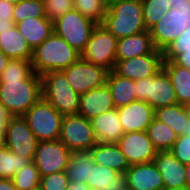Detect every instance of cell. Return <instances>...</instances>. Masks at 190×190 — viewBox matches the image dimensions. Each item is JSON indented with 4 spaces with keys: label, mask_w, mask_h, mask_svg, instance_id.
Wrapping results in <instances>:
<instances>
[{
    "label": "cell",
    "mask_w": 190,
    "mask_h": 190,
    "mask_svg": "<svg viewBox=\"0 0 190 190\" xmlns=\"http://www.w3.org/2000/svg\"><path fill=\"white\" fill-rule=\"evenodd\" d=\"M67 81L78 94L106 85L109 71L80 58L62 70Z\"/></svg>",
    "instance_id": "11"
},
{
    "label": "cell",
    "mask_w": 190,
    "mask_h": 190,
    "mask_svg": "<svg viewBox=\"0 0 190 190\" xmlns=\"http://www.w3.org/2000/svg\"><path fill=\"white\" fill-rule=\"evenodd\" d=\"M163 69L171 79L178 104L187 105L190 102V69L174 61H163Z\"/></svg>",
    "instance_id": "28"
},
{
    "label": "cell",
    "mask_w": 190,
    "mask_h": 190,
    "mask_svg": "<svg viewBox=\"0 0 190 190\" xmlns=\"http://www.w3.org/2000/svg\"><path fill=\"white\" fill-rule=\"evenodd\" d=\"M129 190H162L163 178L153 161L133 164L126 170Z\"/></svg>",
    "instance_id": "19"
},
{
    "label": "cell",
    "mask_w": 190,
    "mask_h": 190,
    "mask_svg": "<svg viewBox=\"0 0 190 190\" xmlns=\"http://www.w3.org/2000/svg\"><path fill=\"white\" fill-rule=\"evenodd\" d=\"M46 17L43 0H21L14 5V24L27 18Z\"/></svg>",
    "instance_id": "35"
},
{
    "label": "cell",
    "mask_w": 190,
    "mask_h": 190,
    "mask_svg": "<svg viewBox=\"0 0 190 190\" xmlns=\"http://www.w3.org/2000/svg\"><path fill=\"white\" fill-rule=\"evenodd\" d=\"M186 108H187L188 114L190 115V102L186 105Z\"/></svg>",
    "instance_id": "52"
},
{
    "label": "cell",
    "mask_w": 190,
    "mask_h": 190,
    "mask_svg": "<svg viewBox=\"0 0 190 190\" xmlns=\"http://www.w3.org/2000/svg\"><path fill=\"white\" fill-rule=\"evenodd\" d=\"M162 51L135 56L127 60H116L114 71L125 78L140 80L156 75L163 68Z\"/></svg>",
    "instance_id": "14"
},
{
    "label": "cell",
    "mask_w": 190,
    "mask_h": 190,
    "mask_svg": "<svg viewBox=\"0 0 190 190\" xmlns=\"http://www.w3.org/2000/svg\"><path fill=\"white\" fill-rule=\"evenodd\" d=\"M87 187L90 190H129L126 173L94 163Z\"/></svg>",
    "instance_id": "24"
},
{
    "label": "cell",
    "mask_w": 190,
    "mask_h": 190,
    "mask_svg": "<svg viewBox=\"0 0 190 190\" xmlns=\"http://www.w3.org/2000/svg\"><path fill=\"white\" fill-rule=\"evenodd\" d=\"M15 26L32 50L54 32L53 22L47 17H29L16 23Z\"/></svg>",
    "instance_id": "25"
},
{
    "label": "cell",
    "mask_w": 190,
    "mask_h": 190,
    "mask_svg": "<svg viewBox=\"0 0 190 190\" xmlns=\"http://www.w3.org/2000/svg\"><path fill=\"white\" fill-rule=\"evenodd\" d=\"M176 64L190 69V49H181V54L174 60Z\"/></svg>",
    "instance_id": "41"
},
{
    "label": "cell",
    "mask_w": 190,
    "mask_h": 190,
    "mask_svg": "<svg viewBox=\"0 0 190 190\" xmlns=\"http://www.w3.org/2000/svg\"><path fill=\"white\" fill-rule=\"evenodd\" d=\"M106 85L117 109L137 100L134 92L135 80L122 77L112 70L108 73Z\"/></svg>",
    "instance_id": "27"
},
{
    "label": "cell",
    "mask_w": 190,
    "mask_h": 190,
    "mask_svg": "<svg viewBox=\"0 0 190 190\" xmlns=\"http://www.w3.org/2000/svg\"><path fill=\"white\" fill-rule=\"evenodd\" d=\"M68 190H90L87 185L81 184L79 182L70 183Z\"/></svg>",
    "instance_id": "46"
},
{
    "label": "cell",
    "mask_w": 190,
    "mask_h": 190,
    "mask_svg": "<svg viewBox=\"0 0 190 190\" xmlns=\"http://www.w3.org/2000/svg\"><path fill=\"white\" fill-rule=\"evenodd\" d=\"M42 98L63 116L76 115L80 94L75 92L63 71H50L41 76Z\"/></svg>",
    "instance_id": "5"
},
{
    "label": "cell",
    "mask_w": 190,
    "mask_h": 190,
    "mask_svg": "<svg viewBox=\"0 0 190 190\" xmlns=\"http://www.w3.org/2000/svg\"><path fill=\"white\" fill-rule=\"evenodd\" d=\"M102 25L117 39L146 31L141 0L113 4L107 10Z\"/></svg>",
    "instance_id": "3"
},
{
    "label": "cell",
    "mask_w": 190,
    "mask_h": 190,
    "mask_svg": "<svg viewBox=\"0 0 190 190\" xmlns=\"http://www.w3.org/2000/svg\"><path fill=\"white\" fill-rule=\"evenodd\" d=\"M143 19L147 30L155 25L171 9L167 0H141Z\"/></svg>",
    "instance_id": "34"
},
{
    "label": "cell",
    "mask_w": 190,
    "mask_h": 190,
    "mask_svg": "<svg viewBox=\"0 0 190 190\" xmlns=\"http://www.w3.org/2000/svg\"><path fill=\"white\" fill-rule=\"evenodd\" d=\"M14 5L6 0H0V22L13 21Z\"/></svg>",
    "instance_id": "40"
},
{
    "label": "cell",
    "mask_w": 190,
    "mask_h": 190,
    "mask_svg": "<svg viewBox=\"0 0 190 190\" xmlns=\"http://www.w3.org/2000/svg\"><path fill=\"white\" fill-rule=\"evenodd\" d=\"M70 151L60 140L38 141L33 162L37 166L40 176L66 171L69 164Z\"/></svg>",
    "instance_id": "12"
},
{
    "label": "cell",
    "mask_w": 190,
    "mask_h": 190,
    "mask_svg": "<svg viewBox=\"0 0 190 190\" xmlns=\"http://www.w3.org/2000/svg\"><path fill=\"white\" fill-rule=\"evenodd\" d=\"M96 25L93 20L73 9L53 22V30L71 47L82 53Z\"/></svg>",
    "instance_id": "9"
},
{
    "label": "cell",
    "mask_w": 190,
    "mask_h": 190,
    "mask_svg": "<svg viewBox=\"0 0 190 190\" xmlns=\"http://www.w3.org/2000/svg\"><path fill=\"white\" fill-rule=\"evenodd\" d=\"M113 108L115 105L107 85L80 94L78 114L89 121Z\"/></svg>",
    "instance_id": "20"
},
{
    "label": "cell",
    "mask_w": 190,
    "mask_h": 190,
    "mask_svg": "<svg viewBox=\"0 0 190 190\" xmlns=\"http://www.w3.org/2000/svg\"><path fill=\"white\" fill-rule=\"evenodd\" d=\"M154 116L159 121L169 125L178 136L183 135V130L186 128L190 117L186 105L182 104L158 108L155 110Z\"/></svg>",
    "instance_id": "29"
},
{
    "label": "cell",
    "mask_w": 190,
    "mask_h": 190,
    "mask_svg": "<svg viewBox=\"0 0 190 190\" xmlns=\"http://www.w3.org/2000/svg\"><path fill=\"white\" fill-rule=\"evenodd\" d=\"M81 58V53L53 32L33 50V71L42 76L50 71H62Z\"/></svg>",
    "instance_id": "2"
},
{
    "label": "cell",
    "mask_w": 190,
    "mask_h": 190,
    "mask_svg": "<svg viewBox=\"0 0 190 190\" xmlns=\"http://www.w3.org/2000/svg\"><path fill=\"white\" fill-rule=\"evenodd\" d=\"M170 152L182 164H188L190 162V136L179 135Z\"/></svg>",
    "instance_id": "39"
},
{
    "label": "cell",
    "mask_w": 190,
    "mask_h": 190,
    "mask_svg": "<svg viewBox=\"0 0 190 190\" xmlns=\"http://www.w3.org/2000/svg\"><path fill=\"white\" fill-rule=\"evenodd\" d=\"M123 132L147 131L155 110L144 101L136 100L117 109Z\"/></svg>",
    "instance_id": "16"
},
{
    "label": "cell",
    "mask_w": 190,
    "mask_h": 190,
    "mask_svg": "<svg viewBox=\"0 0 190 190\" xmlns=\"http://www.w3.org/2000/svg\"><path fill=\"white\" fill-rule=\"evenodd\" d=\"M38 140L23 116H12L6 125V147L22 158L33 160Z\"/></svg>",
    "instance_id": "13"
},
{
    "label": "cell",
    "mask_w": 190,
    "mask_h": 190,
    "mask_svg": "<svg viewBox=\"0 0 190 190\" xmlns=\"http://www.w3.org/2000/svg\"><path fill=\"white\" fill-rule=\"evenodd\" d=\"M92 159L97 165L125 173L130 166L117 143L97 142L92 148Z\"/></svg>",
    "instance_id": "22"
},
{
    "label": "cell",
    "mask_w": 190,
    "mask_h": 190,
    "mask_svg": "<svg viewBox=\"0 0 190 190\" xmlns=\"http://www.w3.org/2000/svg\"><path fill=\"white\" fill-rule=\"evenodd\" d=\"M104 1H105L106 6L109 8L113 4L121 3L128 0H104Z\"/></svg>",
    "instance_id": "48"
},
{
    "label": "cell",
    "mask_w": 190,
    "mask_h": 190,
    "mask_svg": "<svg viewBox=\"0 0 190 190\" xmlns=\"http://www.w3.org/2000/svg\"><path fill=\"white\" fill-rule=\"evenodd\" d=\"M40 180L39 170L33 161L16 172L12 178L17 190H32L40 185Z\"/></svg>",
    "instance_id": "33"
},
{
    "label": "cell",
    "mask_w": 190,
    "mask_h": 190,
    "mask_svg": "<svg viewBox=\"0 0 190 190\" xmlns=\"http://www.w3.org/2000/svg\"><path fill=\"white\" fill-rule=\"evenodd\" d=\"M183 135H188V136H190V117H189V119H188V123H187L186 128L183 130Z\"/></svg>",
    "instance_id": "49"
},
{
    "label": "cell",
    "mask_w": 190,
    "mask_h": 190,
    "mask_svg": "<svg viewBox=\"0 0 190 190\" xmlns=\"http://www.w3.org/2000/svg\"><path fill=\"white\" fill-rule=\"evenodd\" d=\"M162 190H181V189L163 188Z\"/></svg>",
    "instance_id": "53"
},
{
    "label": "cell",
    "mask_w": 190,
    "mask_h": 190,
    "mask_svg": "<svg viewBox=\"0 0 190 190\" xmlns=\"http://www.w3.org/2000/svg\"><path fill=\"white\" fill-rule=\"evenodd\" d=\"M136 99L147 102L154 110L178 104L171 79L162 68L156 75L135 80Z\"/></svg>",
    "instance_id": "7"
},
{
    "label": "cell",
    "mask_w": 190,
    "mask_h": 190,
    "mask_svg": "<svg viewBox=\"0 0 190 190\" xmlns=\"http://www.w3.org/2000/svg\"><path fill=\"white\" fill-rule=\"evenodd\" d=\"M117 144L129 165L153 161L157 153L146 131L126 132Z\"/></svg>",
    "instance_id": "15"
},
{
    "label": "cell",
    "mask_w": 190,
    "mask_h": 190,
    "mask_svg": "<svg viewBox=\"0 0 190 190\" xmlns=\"http://www.w3.org/2000/svg\"><path fill=\"white\" fill-rule=\"evenodd\" d=\"M90 121L98 142L117 143L124 134L117 108L101 113Z\"/></svg>",
    "instance_id": "23"
},
{
    "label": "cell",
    "mask_w": 190,
    "mask_h": 190,
    "mask_svg": "<svg viewBox=\"0 0 190 190\" xmlns=\"http://www.w3.org/2000/svg\"><path fill=\"white\" fill-rule=\"evenodd\" d=\"M74 0H43L45 16L54 22L74 9Z\"/></svg>",
    "instance_id": "37"
},
{
    "label": "cell",
    "mask_w": 190,
    "mask_h": 190,
    "mask_svg": "<svg viewBox=\"0 0 190 190\" xmlns=\"http://www.w3.org/2000/svg\"><path fill=\"white\" fill-rule=\"evenodd\" d=\"M74 9L83 16L102 24L108 7L104 0H74Z\"/></svg>",
    "instance_id": "32"
},
{
    "label": "cell",
    "mask_w": 190,
    "mask_h": 190,
    "mask_svg": "<svg viewBox=\"0 0 190 190\" xmlns=\"http://www.w3.org/2000/svg\"><path fill=\"white\" fill-rule=\"evenodd\" d=\"M41 97V76L31 61L11 59L0 75V102L10 115L23 116Z\"/></svg>",
    "instance_id": "1"
},
{
    "label": "cell",
    "mask_w": 190,
    "mask_h": 190,
    "mask_svg": "<svg viewBox=\"0 0 190 190\" xmlns=\"http://www.w3.org/2000/svg\"><path fill=\"white\" fill-rule=\"evenodd\" d=\"M146 132L157 151H170L178 137L169 125L155 116Z\"/></svg>",
    "instance_id": "30"
},
{
    "label": "cell",
    "mask_w": 190,
    "mask_h": 190,
    "mask_svg": "<svg viewBox=\"0 0 190 190\" xmlns=\"http://www.w3.org/2000/svg\"><path fill=\"white\" fill-rule=\"evenodd\" d=\"M117 42L118 39L104 25L97 24L81 53V58L110 72L116 65Z\"/></svg>",
    "instance_id": "8"
},
{
    "label": "cell",
    "mask_w": 190,
    "mask_h": 190,
    "mask_svg": "<svg viewBox=\"0 0 190 190\" xmlns=\"http://www.w3.org/2000/svg\"><path fill=\"white\" fill-rule=\"evenodd\" d=\"M0 190H17L12 179L0 178Z\"/></svg>",
    "instance_id": "43"
},
{
    "label": "cell",
    "mask_w": 190,
    "mask_h": 190,
    "mask_svg": "<svg viewBox=\"0 0 190 190\" xmlns=\"http://www.w3.org/2000/svg\"><path fill=\"white\" fill-rule=\"evenodd\" d=\"M168 3H170V5L174 2V1H178V0H167Z\"/></svg>",
    "instance_id": "54"
},
{
    "label": "cell",
    "mask_w": 190,
    "mask_h": 190,
    "mask_svg": "<svg viewBox=\"0 0 190 190\" xmlns=\"http://www.w3.org/2000/svg\"><path fill=\"white\" fill-rule=\"evenodd\" d=\"M11 117L5 106L0 102V126H6Z\"/></svg>",
    "instance_id": "42"
},
{
    "label": "cell",
    "mask_w": 190,
    "mask_h": 190,
    "mask_svg": "<svg viewBox=\"0 0 190 190\" xmlns=\"http://www.w3.org/2000/svg\"><path fill=\"white\" fill-rule=\"evenodd\" d=\"M181 49H190V26L162 52L164 61H173L181 54Z\"/></svg>",
    "instance_id": "36"
},
{
    "label": "cell",
    "mask_w": 190,
    "mask_h": 190,
    "mask_svg": "<svg viewBox=\"0 0 190 190\" xmlns=\"http://www.w3.org/2000/svg\"><path fill=\"white\" fill-rule=\"evenodd\" d=\"M186 167V190H190V162L185 165Z\"/></svg>",
    "instance_id": "47"
},
{
    "label": "cell",
    "mask_w": 190,
    "mask_h": 190,
    "mask_svg": "<svg viewBox=\"0 0 190 190\" xmlns=\"http://www.w3.org/2000/svg\"><path fill=\"white\" fill-rule=\"evenodd\" d=\"M40 186L43 190H68L70 182L67 178L66 171H61L42 176Z\"/></svg>",
    "instance_id": "38"
},
{
    "label": "cell",
    "mask_w": 190,
    "mask_h": 190,
    "mask_svg": "<svg viewBox=\"0 0 190 190\" xmlns=\"http://www.w3.org/2000/svg\"><path fill=\"white\" fill-rule=\"evenodd\" d=\"M11 59L7 57L4 52L0 49V75L4 71V69L7 67V64L9 63Z\"/></svg>",
    "instance_id": "44"
},
{
    "label": "cell",
    "mask_w": 190,
    "mask_h": 190,
    "mask_svg": "<svg viewBox=\"0 0 190 190\" xmlns=\"http://www.w3.org/2000/svg\"><path fill=\"white\" fill-rule=\"evenodd\" d=\"M12 4H16V3H19L21 0H6Z\"/></svg>",
    "instance_id": "50"
},
{
    "label": "cell",
    "mask_w": 190,
    "mask_h": 190,
    "mask_svg": "<svg viewBox=\"0 0 190 190\" xmlns=\"http://www.w3.org/2000/svg\"><path fill=\"white\" fill-rule=\"evenodd\" d=\"M187 26H190V0L174 1L171 9L149 29L154 47L163 52Z\"/></svg>",
    "instance_id": "4"
},
{
    "label": "cell",
    "mask_w": 190,
    "mask_h": 190,
    "mask_svg": "<svg viewBox=\"0 0 190 190\" xmlns=\"http://www.w3.org/2000/svg\"><path fill=\"white\" fill-rule=\"evenodd\" d=\"M161 173L164 188L186 190V167L170 151H157L153 160Z\"/></svg>",
    "instance_id": "17"
},
{
    "label": "cell",
    "mask_w": 190,
    "mask_h": 190,
    "mask_svg": "<svg viewBox=\"0 0 190 190\" xmlns=\"http://www.w3.org/2000/svg\"><path fill=\"white\" fill-rule=\"evenodd\" d=\"M154 47L149 30L118 39L116 60H127L135 56L152 53Z\"/></svg>",
    "instance_id": "21"
},
{
    "label": "cell",
    "mask_w": 190,
    "mask_h": 190,
    "mask_svg": "<svg viewBox=\"0 0 190 190\" xmlns=\"http://www.w3.org/2000/svg\"><path fill=\"white\" fill-rule=\"evenodd\" d=\"M32 160L22 158L8 147L0 149V178L12 179L14 174L29 164Z\"/></svg>",
    "instance_id": "31"
},
{
    "label": "cell",
    "mask_w": 190,
    "mask_h": 190,
    "mask_svg": "<svg viewBox=\"0 0 190 190\" xmlns=\"http://www.w3.org/2000/svg\"><path fill=\"white\" fill-rule=\"evenodd\" d=\"M91 168H94L92 150H74L66 167L67 178L70 183L79 182L88 185Z\"/></svg>",
    "instance_id": "26"
},
{
    "label": "cell",
    "mask_w": 190,
    "mask_h": 190,
    "mask_svg": "<svg viewBox=\"0 0 190 190\" xmlns=\"http://www.w3.org/2000/svg\"><path fill=\"white\" fill-rule=\"evenodd\" d=\"M0 49L10 59L31 61L33 50L13 21L0 22Z\"/></svg>",
    "instance_id": "18"
},
{
    "label": "cell",
    "mask_w": 190,
    "mask_h": 190,
    "mask_svg": "<svg viewBox=\"0 0 190 190\" xmlns=\"http://www.w3.org/2000/svg\"><path fill=\"white\" fill-rule=\"evenodd\" d=\"M38 141L60 138L63 115L42 97L23 115Z\"/></svg>",
    "instance_id": "6"
},
{
    "label": "cell",
    "mask_w": 190,
    "mask_h": 190,
    "mask_svg": "<svg viewBox=\"0 0 190 190\" xmlns=\"http://www.w3.org/2000/svg\"><path fill=\"white\" fill-rule=\"evenodd\" d=\"M32 190H43V188L40 185H38V186L34 187Z\"/></svg>",
    "instance_id": "51"
},
{
    "label": "cell",
    "mask_w": 190,
    "mask_h": 190,
    "mask_svg": "<svg viewBox=\"0 0 190 190\" xmlns=\"http://www.w3.org/2000/svg\"><path fill=\"white\" fill-rule=\"evenodd\" d=\"M59 140L70 150H90L97 142L91 121L80 114L63 116Z\"/></svg>",
    "instance_id": "10"
},
{
    "label": "cell",
    "mask_w": 190,
    "mask_h": 190,
    "mask_svg": "<svg viewBox=\"0 0 190 190\" xmlns=\"http://www.w3.org/2000/svg\"><path fill=\"white\" fill-rule=\"evenodd\" d=\"M6 146V126H0V149Z\"/></svg>",
    "instance_id": "45"
}]
</instances>
